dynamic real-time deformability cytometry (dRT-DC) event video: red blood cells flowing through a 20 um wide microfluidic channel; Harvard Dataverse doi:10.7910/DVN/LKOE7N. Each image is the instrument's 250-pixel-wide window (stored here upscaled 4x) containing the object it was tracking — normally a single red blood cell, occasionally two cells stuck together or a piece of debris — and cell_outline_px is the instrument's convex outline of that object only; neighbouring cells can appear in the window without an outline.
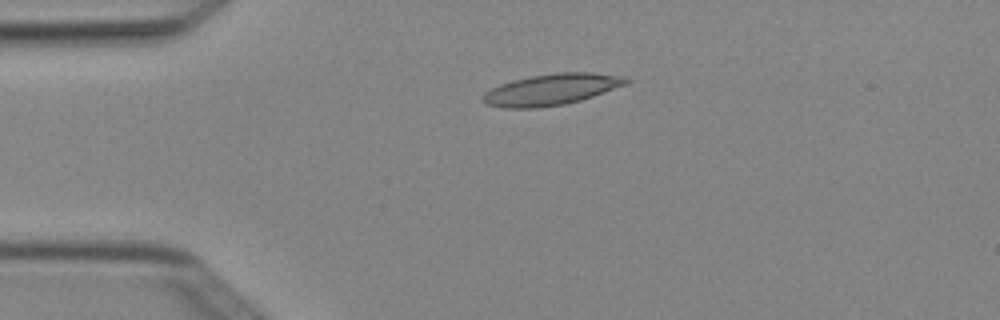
{"species": "Egyptian fruit bat (a non-hibernating species)", "species_latin": "Rousettus aegyptiacus", "temperature_condition": "cold", "stored_images_in_passage": 2, "camera_frame_rate_fps": 3000, "um_per_image_px": 0.085, "animal": {"sex": "female"}, "frame": {"image": 1, "passage_image": 2, "time_ms": 0.333, "image_size_px": [1000, 320], "cell_outline_px": [[628, 84], [580, 100], [564, 104], [536, 108], [504, 108], [484, 104], [480, 100], [480, 96], [484, 92], [500, 84], [512, 80], [528, 76], [556, 72], [592, 72], [628, 76]], "centroid_in_image_um": [46.83, 7.6], "position_along_channel_um": 38.2, "area_um2": 26.41}}